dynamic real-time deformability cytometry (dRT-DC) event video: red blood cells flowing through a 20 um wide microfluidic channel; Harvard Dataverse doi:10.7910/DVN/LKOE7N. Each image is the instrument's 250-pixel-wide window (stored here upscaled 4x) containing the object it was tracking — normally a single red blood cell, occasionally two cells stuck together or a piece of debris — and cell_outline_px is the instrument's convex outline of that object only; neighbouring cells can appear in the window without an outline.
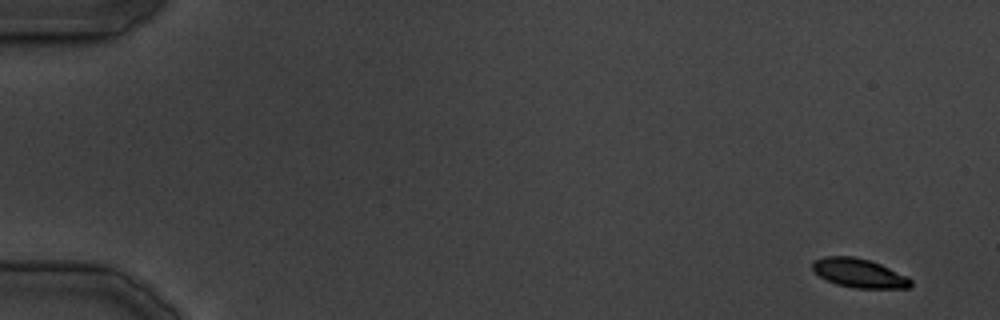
{"species": "common noctule bat (a hibernating species)", "species_latin": "Nyctalus noctula", "temperature_condition": "cold", "stored_images_in_passage": 42, "camera_frame_rate_fps": 3000, "um_per_image_px": 0.085, "animal": {"sex": "male", "body_mass_g": 19.5, "forearm_length_mm": 54.6}, "frame": {"image": 1, "passage_image": 2, "time_ms": 2.0, "image_size_px": [1000, 320], "cell_outline_px": [[912, 284], [908, 288], [856, 288], [836, 284], [812, 272], [812, 260], [824, 256], [852, 256], [868, 260], [880, 264], [908, 276], [912, 280]], "centroid_in_image_um": [73.0, 23.21], "position_along_channel_um": 12.0, "area_um2": 16.65}}
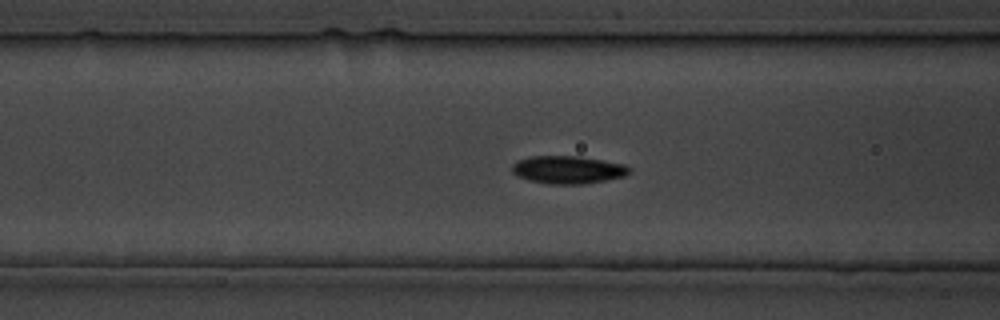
{"frame": {"image": 2, "passage_image": 17, "time_ms": 19.333, "image_size_px": [1000, 320], "cell_outline_px": [[632, 172], [624, 176], [584, 184], [548, 184], [528, 180], [512, 172], [512, 164], [516, 160], [528, 156], [580, 156], [624, 164], [632, 168]], "centroid_in_image_um": [48.27, 14.42], "position_along_channel_um": 118.3, "area_um2": 19.13}}
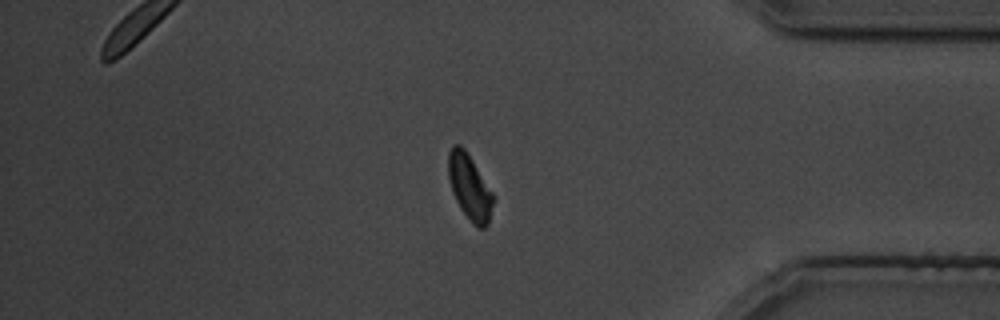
{"frame": {"image": 3, "passage_image": 35, "time_ms": 40.0, "image_size_px": [1000, 320], "cell_outline_px": [[496, 196], [488, 224], [484, 228], [480, 228], [472, 224], [460, 208], [452, 192], [448, 176], [448, 152], [452, 144], [460, 144], [464, 148]], "centroid_in_image_um": [39.93, 15.91], "position_along_channel_um": 395.3, "area_um2": 17.34}}